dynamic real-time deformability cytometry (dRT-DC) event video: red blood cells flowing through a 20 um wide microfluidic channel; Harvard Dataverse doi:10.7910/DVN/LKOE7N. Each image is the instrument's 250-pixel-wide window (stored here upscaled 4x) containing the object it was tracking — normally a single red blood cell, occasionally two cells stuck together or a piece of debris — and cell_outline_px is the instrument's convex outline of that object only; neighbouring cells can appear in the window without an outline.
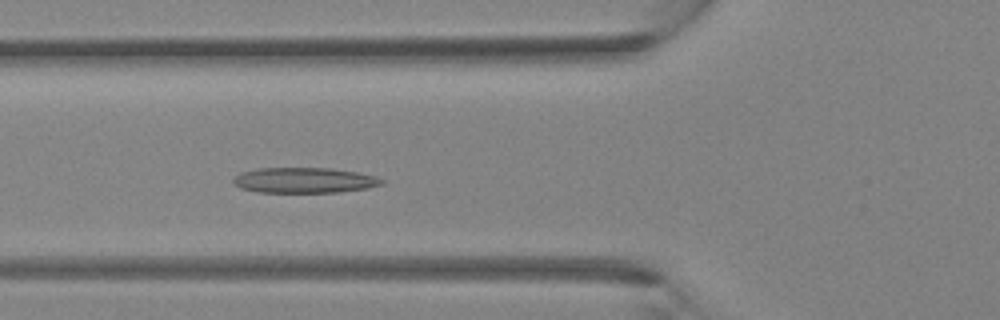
{"species": "Egyptian fruit bat (a non-hibernating species)", "species_latin": "Rousettus aegyptiacus", "temperature_condition": "room temperature", "stored_images_in_passage": 39, "camera_frame_rate_fps": 3000, "um_per_image_px": 0.085, "animal": {"sex": "female"}, "frame": {"image": 1, "passage_image": 14, "time_ms": 4.333, "image_size_px": [1000, 320], "cell_outline_px": [[384, 184], [368, 188], [340, 192], [256, 192], [240, 188], [232, 184], [232, 180], [240, 172], [256, 168], [332, 168], [356, 172], [376, 176], [384, 180]], "centroid_in_image_um": [25.85, 15.32], "position_along_channel_um": 100.0, "area_um2": 22.2}}
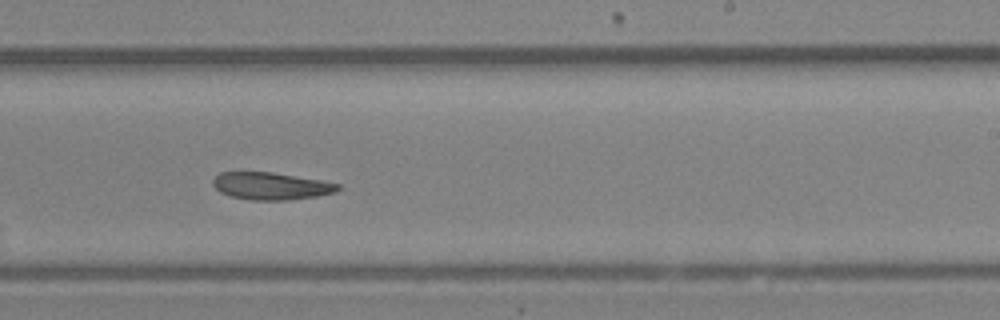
{"frame": {"image": 2, "passage_image": 24, "time_ms": 7.667, "image_size_px": [1000, 320], "cell_outline_px": [[340, 188], [336, 192], [316, 196], [288, 200], [252, 200], [232, 196], [220, 192], [212, 184], [212, 180], [220, 172], [272, 172], [320, 180], [340, 184]], "centroid_in_image_um": [23.03, 15.81], "position_along_channel_um": 266.0, "area_um2": 19.77}}
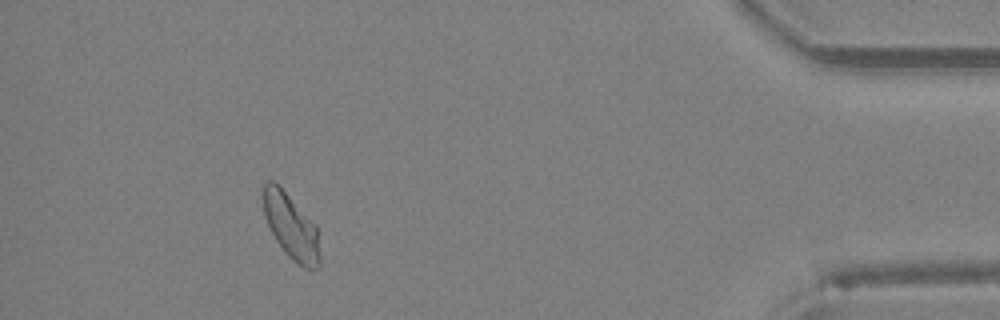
{"frame": {"image": 3, "passage_image": 36, "time_ms": 11.667, "image_size_px": [1000, 320], "cell_outline_px": [[320, 268], [304, 268], [296, 264], [288, 256], [276, 240], [264, 216], [260, 196], [260, 188], [268, 180], [272, 180], [316, 224], [320, 256]], "centroid_in_image_um": [24.7, 19.25], "position_along_channel_um": 410.5, "area_um2": 21.62}}